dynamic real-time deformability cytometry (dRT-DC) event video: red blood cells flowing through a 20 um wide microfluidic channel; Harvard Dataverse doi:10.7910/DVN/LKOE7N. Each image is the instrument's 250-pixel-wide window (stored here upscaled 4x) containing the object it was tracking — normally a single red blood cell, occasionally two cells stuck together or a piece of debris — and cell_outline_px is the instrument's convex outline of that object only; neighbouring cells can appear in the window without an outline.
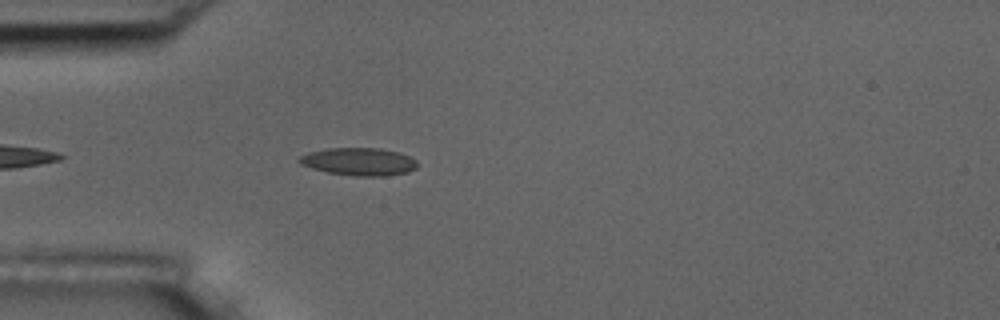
{"species": "common noctule bat (a hibernating species)", "species_latin": "Nyctalus noctula", "temperature_condition": "room temperature", "stored_images_in_passage": 6, "camera_frame_rate_fps": 3000, "um_per_image_px": 0.085, "animal": {"sex": "male", "body_mass_g": 17.5, "forearm_length_mm": 52.3}, "frame": {"image": 1, "passage_image": 6, "time_ms": 6.667, "image_size_px": [1000, 320], "cell_outline_px": [[416, 168], [408, 172], [384, 176], [352, 176], [328, 172], [312, 168], [300, 164], [296, 160], [300, 156], [308, 152], [328, 148], [380, 148], [400, 152], [416, 160]], "centroid_in_image_um": [30.49, 13.73], "position_along_channel_um": 54.5, "area_um2": 19.13}}